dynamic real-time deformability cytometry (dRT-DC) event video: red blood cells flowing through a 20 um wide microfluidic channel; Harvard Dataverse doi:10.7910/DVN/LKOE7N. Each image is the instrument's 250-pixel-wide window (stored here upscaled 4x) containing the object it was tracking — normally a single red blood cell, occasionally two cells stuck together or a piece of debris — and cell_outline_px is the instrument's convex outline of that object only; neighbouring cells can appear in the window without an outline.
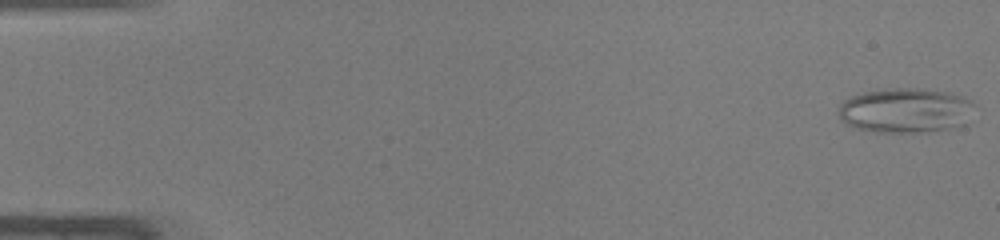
{"species": "common noctule bat (a hibernating species)", "species_latin": "Nyctalus noctula", "temperature_condition": "warm", "stored_images_in_passage": 47, "camera_frame_rate_fps": 3000, "um_per_image_px": 0.085, "animal": {"sex": "male", "body_mass_g": 19.0, "forearm_length_mm": 50.8}, "frame": {"image": 1, "passage_image": 1, "time_ms": 0.0, "image_size_px": [1000, 240], "cell_outline_px": [[976, 104], [964, 124], [956, 128], [920, 132], [872, 132], [856, 128], [840, 120], [840, 104], [844, 100], [852, 96], [864, 92], [896, 88], [920, 88], [948, 92], [964, 96], [972, 100]], "centroid_in_image_um": [77.01, 9.39], "position_along_channel_um": 8.0, "area_um2": 35.6}}
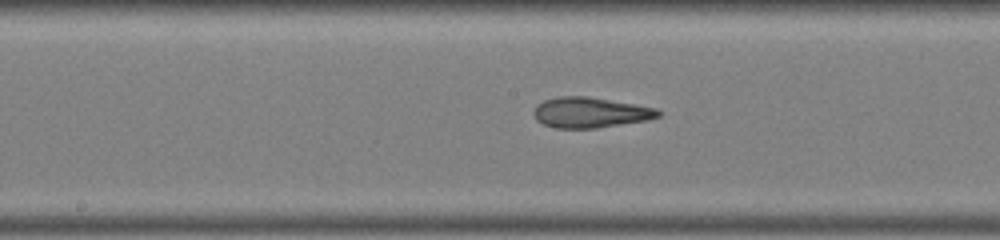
{"frame": {"image": 2, "passage_image": 25, "time_ms": 8.0, "image_size_px": [1000, 240], "cell_outline_px": [[660, 116], [648, 120], [596, 128], [556, 128], [544, 124], [536, 120], [532, 112], [536, 104], [544, 100], [556, 96], [588, 96], [656, 108], [660, 112]], "centroid_in_image_um": [50.13, 9.56], "position_along_channel_um": 198.1, "area_um2": 22.14}}
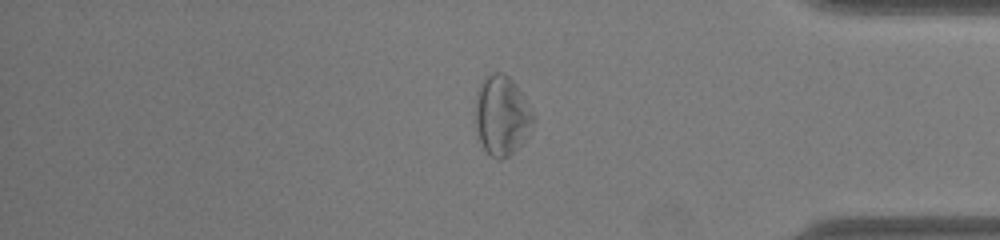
{"frame": {"image": 3, "passage_image": 40, "time_ms": 13.0, "image_size_px": [1000, 240], "cell_outline_px": [[536, 120], [524, 140], [508, 156], [500, 160], [496, 160], [484, 148], [480, 140], [476, 128], [476, 96], [480, 84], [484, 76], [492, 72], [504, 72], [516, 84], [536, 116]], "centroid_in_image_um": [42.67, 9.79], "position_along_channel_um": 392.5, "area_um2": 26.88}, "authors_computed_cell_mechanics": {"area_um2": 24.9696, "velocity_mm_per_s": 4.2937, "shape_relaxation_time_tau1_ms": 6.5505, "shape_relaxation_time_tau2_ms": 2.3164, "deformation_change_tau1": 0.1863, "deformation_change_tau2": 0.1131}}